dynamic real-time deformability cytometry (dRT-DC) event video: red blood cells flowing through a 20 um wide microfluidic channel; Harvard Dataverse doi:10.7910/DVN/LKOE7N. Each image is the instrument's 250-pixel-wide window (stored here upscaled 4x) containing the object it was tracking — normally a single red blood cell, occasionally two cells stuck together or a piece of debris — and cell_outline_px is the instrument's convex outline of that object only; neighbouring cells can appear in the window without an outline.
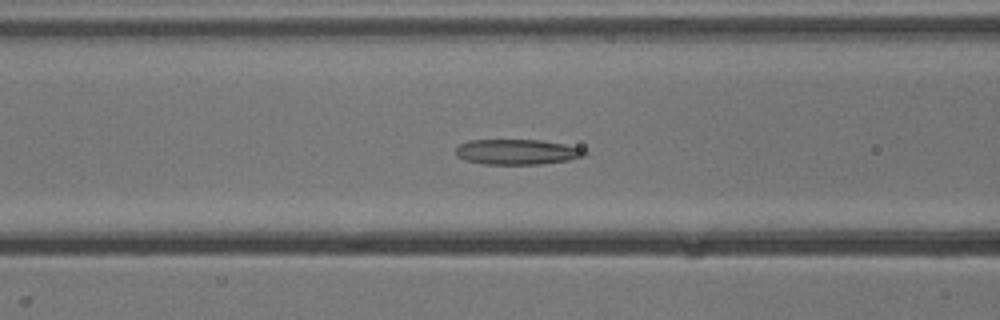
{"species": "common noctule bat (a hibernating species)", "species_latin": "Nyctalus noctula", "temperature_condition": "cold", "stored_images_in_passage": 54, "camera_frame_rate_fps": 3000, "um_per_image_px": 0.085, "animal": {"sex": "male", "body_mass_g": 13.3}, "frame": {"image": 1, "passage_image": 21, "time_ms": 6.667, "image_size_px": [1000, 320], "cell_outline_px": [[588, 152], [584, 156], [568, 160], [540, 164], [484, 164], [464, 160], [456, 156], [456, 148], [460, 144], [468, 140], [540, 140], [564, 144], [584, 148]], "centroid_in_image_um": [43.95, 12.91], "position_along_channel_um": 122.6, "area_um2": 19.07}}
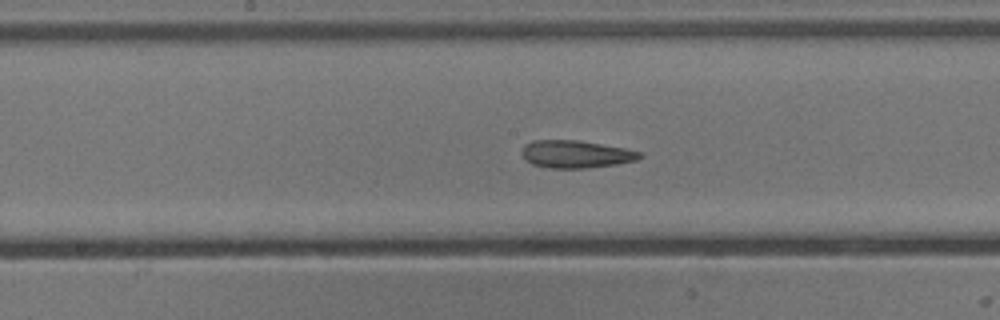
{"frame": {"image": 2, "passage_image": 27, "time_ms": 8.667, "image_size_px": [1000, 320], "cell_outline_px": [[644, 156], [636, 160], [616, 164], [588, 168], [548, 168], [532, 164], [520, 152], [524, 144], [532, 140], [576, 140], [624, 148], [644, 152]], "centroid_in_image_um": [48.96, 13.1], "position_along_channel_um": 199.2, "area_um2": 18.96}}
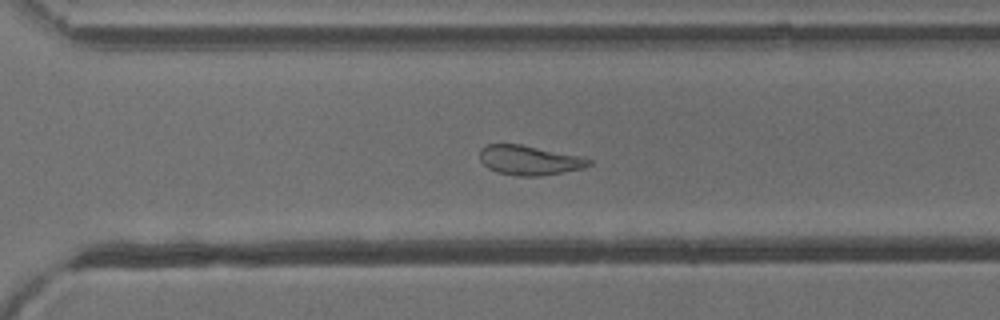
{"frame": {"image": 3, "passage_image": 37, "time_ms": 12.0, "image_size_px": [1000, 320], "cell_outline_px": [[592, 164], [584, 168], [540, 176], [520, 176], [496, 172], [488, 168], [480, 160], [480, 148], [488, 144], [520, 144], [584, 156], [592, 160]], "centroid_in_image_um": [45.02, 13.61], "position_along_channel_um": 325.6, "area_um2": 18.96}, "authors_computed_cell_mechanics": {"area_um2": 21.1548, "velocity_mm_per_s": 3.8149, "shape_relaxation_time_tau1_ms": 10.2994, "shape_relaxation_time_tau2_ms": 1.9366, "deformation_change_tau1": 0.2355, "deformation_change_tau2": 0.091}}